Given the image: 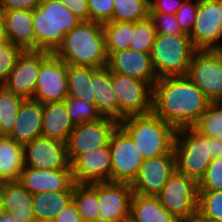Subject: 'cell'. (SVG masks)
Instances as JSON below:
<instances>
[{"label": "cell", "mask_w": 222, "mask_h": 222, "mask_svg": "<svg viewBox=\"0 0 222 222\" xmlns=\"http://www.w3.org/2000/svg\"><path fill=\"white\" fill-rule=\"evenodd\" d=\"M211 102L187 76L158 78L152 112L176 130L191 128Z\"/></svg>", "instance_id": "6da1fadb"}, {"label": "cell", "mask_w": 222, "mask_h": 222, "mask_svg": "<svg viewBox=\"0 0 222 222\" xmlns=\"http://www.w3.org/2000/svg\"><path fill=\"white\" fill-rule=\"evenodd\" d=\"M53 54L67 65L90 66L97 69L107 66L103 24L80 22L65 34Z\"/></svg>", "instance_id": "7a4b0ae2"}, {"label": "cell", "mask_w": 222, "mask_h": 222, "mask_svg": "<svg viewBox=\"0 0 222 222\" xmlns=\"http://www.w3.org/2000/svg\"><path fill=\"white\" fill-rule=\"evenodd\" d=\"M119 125L133 139L143 159L168 154L174 149L176 129L153 112L124 118Z\"/></svg>", "instance_id": "3957f363"}, {"label": "cell", "mask_w": 222, "mask_h": 222, "mask_svg": "<svg viewBox=\"0 0 222 222\" xmlns=\"http://www.w3.org/2000/svg\"><path fill=\"white\" fill-rule=\"evenodd\" d=\"M35 50L53 53L81 21L58 0H42L32 11Z\"/></svg>", "instance_id": "277c9868"}, {"label": "cell", "mask_w": 222, "mask_h": 222, "mask_svg": "<svg viewBox=\"0 0 222 222\" xmlns=\"http://www.w3.org/2000/svg\"><path fill=\"white\" fill-rule=\"evenodd\" d=\"M174 152L176 170L199 183L213 160V138L202 136L192 127L177 129Z\"/></svg>", "instance_id": "5b68a950"}, {"label": "cell", "mask_w": 222, "mask_h": 222, "mask_svg": "<svg viewBox=\"0 0 222 222\" xmlns=\"http://www.w3.org/2000/svg\"><path fill=\"white\" fill-rule=\"evenodd\" d=\"M196 51L188 34H156L150 55L157 78L186 76Z\"/></svg>", "instance_id": "8992f818"}, {"label": "cell", "mask_w": 222, "mask_h": 222, "mask_svg": "<svg viewBox=\"0 0 222 222\" xmlns=\"http://www.w3.org/2000/svg\"><path fill=\"white\" fill-rule=\"evenodd\" d=\"M111 82L118 100V122L130 116L152 112L155 83H147L114 72H111Z\"/></svg>", "instance_id": "52a82bcc"}, {"label": "cell", "mask_w": 222, "mask_h": 222, "mask_svg": "<svg viewBox=\"0 0 222 222\" xmlns=\"http://www.w3.org/2000/svg\"><path fill=\"white\" fill-rule=\"evenodd\" d=\"M160 204L177 220L190 218L198 212V183L177 170L157 195Z\"/></svg>", "instance_id": "ba28073f"}, {"label": "cell", "mask_w": 222, "mask_h": 222, "mask_svg": "<svg viewBox=\"0 0 222 222\" xmlns=\"http://www.w3.org/2000/svg\"><path fill=\"white\" fill-rule=\"evenodd\" d=\"M68 97L67 64L41 50V67L32 99L42 104L63 102Z\"/></svg>", "instance_id": "9c48e42d"}, {"label": "cell", "mask_w": 222, "mask_h": 222, "mask_svg": "<svg viewBox=\"0 0 222 222\" xmlns=\"http://www.w3.org/2000/svg\"><path fill=\"white\" fill-rule=\"evenodd\" d=\"M186 76L211 103H218L222 97V54L218 50H197Z\"/></svg>", "instance_id": "30bf717a"}, {"label": "cell", "mask_w": 222, "mask_h": 222, "mask_svg": "<svg viewBox=\"0 0 222 222\" xmlns=\"http://www.w3.org/2000/svg\"><path fill=\"white\" fill-rule=\"evenodd\" d=\"M111 181L130 183L138 176L144 162L133 139L118 125L112 133L110 143Z\"/></svg>", "instance_id": "8fae6325"}, {"label": "cell", "mask_w": 222, "mask_h": 222, "mask_svg": "<svg viewBox=\"0 0 222 222\" xmlns=\"http://www.w3.org/2000/svg\"><path fill=\"white\" fill-rule=\"evenodd\" d=\"M196 50L222 46V0H198L195 24L188 35Z\"/></svg>", "instance_id": "7c38bea8"}, {"label": "cell", "mask_w": 222, "mask_h": 222, "mask_svg": "<svg viewBox=\"0 0 222 222\" xmlns=\"http://www.w3.org/2000/svg\"><path fill=\"white\" fill-rule=\"evenodd\" d=\"M118 125V121L108 117L75 125L67 142L70 163L85 152L108 146L112 133Z\"/></svg>", "instance_id": "4fadbf2b"}, {"label": "cell", "mask_w": 222, "mask_h": 222, "mask_svg": "<svg viewBox=\"0 0 222 222\" xmlns=\"http://www.w3.org/2000/svg\"><path fill=\"white\" fill-rule=\"evenodd\" d=\"M24 167L49 170H72L67 143L37 137L24 145Z\"/></svg>", "instance_id": "5bb4252c"}, {"label": "cell", "mask_w": 222, "mask_h": 222, "mask_svg": "<svg viewBox=\"0 0 222 222\" xmlns=\"http://www.w3.org/2000/svg\"><path fill=\"white\" fill-rule=\"evenodd\" d=\"M175 170L176 157L174 149L168 154L144 159L138 176L131 184L133 193L144 196H157Z\"/></svg>", "instance_id": "9a60e30c"}, {"label": "cell", "mask_w": 222, "mask_h": 222, "mask_svg": "<svg viewBox=\"0 0 222 222\" xmlns=\"http://www.w3.org/2000/svg\"><path fill=\"white\" fill-rule=\"evenodd\" d=\"M133 190L130 183L99 182L100 214L96 222H123L129 219Z\"/></svg>", "instance_id": "2e32d148"}, {"label": "cell", "mask_w": 222, "mask_h": 222, "mask_svg": "<svg viewBox=\"0 0 222 222\" xmlns=\"http://www.w3.org/2000/svg\"><path fill=\"white\" fill-rule=\"evenodd\" d=\"M71 168L75 183L93 184L111 181L109 145L79 155L71 163Z\"/></svg>", "instance_id": "e0dca14e"}, {"label": "cell", "mask_w": 222, "mask_h": 222, "mask_svg": "<svg viewBox=\"0 0 222 222\" xmlns=\"http://www.w3.org/2000/svg\"><path fill=\"white\" fill-rule=\"evenodd\" d=\"M40 67L41 50L23 51L3 86L23 99H32Z\"/></svg>", "instance_id": "ac0fdd59"}, {"label": "cell", "mask_w": 222, "mask_h": 222, "mask_svg": "<svg viewBox=\"0 0 222 222\" xmlns=\"http://www.w3.org/2000/svg\"><path fill=\"white\" fill-rule=\"evenodd\" d=\"M19 182L32 194L40 192L73 191L72 170H49L24 167Z\"/></svg>", "instance_id": "d6986e66"}, {"label": "cell", "mask_w": 222, "mask_h": 222, "mask_svg": "<svg viewBox=\"0 0 222 222\" xmlns=\"http://www.w3.org/2000/svg\"><path fill=\"white\" fill-rule=\"evenodd\" d=\"M106 67L110 72L147 83H155L158 80L149 53L131 49L114 52L108 56Z\"/></svg>", "instance_id": "ffe728a7"}, {"label": "cell", "mask_w": 222, "mask_h": 222, "mask_svg": "<svg viewBox=\"0 0 222 222\" xmlns=\"http://www.w3.org/2000/svg\"><path fill=\"white\" fill-rule=\"evenodd\" d=\"M42 122L43 104L33 99H24L19 108L14 128L8 136L24 146L41 136Z\"/></svg>", "instance_id": "44dd1931"}, {"label": "cell", "mask_w": 222, "mask_h": 222, "mask_svg": "<svg viewBox=\"0 0 222 222\" xmlns=\"http://www.w3.org/2000/svg\"><path fill=\"white\" fill-rule=\"evenodd\" d=\"M74 128L65 101L43 104L42 137L67 143Z\"/></svg>", "instance_id": "7402d4cb"}, {"label": "cell", "mask_w": 222, "mask_h": 222, "mask_svg": "<svg viewBox=\"0 0 222 222\" xmlns=\"http://www.w3.org/2000/svg\"><path fill=\"white\" fill-rule=\"evenodd\" d=\"M2 12L9 42L24 51L35 50L32 11L17 9Z\"/></svg>", "instance_id": "603a6c76"}, {"label": "cell", "mask_w": 222, "mask_h": 222, "mask_svg": "<svg viewBox=\"0 0 222 222\" xmlns=\"http://www.w3.org/2000/svg\"><path fill=\"white\" fill-rule=\"evenodd\" d=\"M32 196L19 180L4 182L1 210L10 212L19 222H36Z\"/></svg>", "instance_id": "cb8c5ba5"}, {"label": "cell", "mask_w": 222, "mask_h": 222, "mask_svg": "<svg viewBox=\"0 0 222 222\" xmlns=\"http://www.w3.org/2000/svg\"><path fill=\"white\" fill-rule=\"evenodd\" d=\"M92 97L102 117L118 121V100L112 89L111 72L107 67L97 69L91 76Z\"/></svg>", "instance_id": "d4e9b609"}, {"label": "cell", "mask_w": 222, "mask_h": 222, "mask_svg": "<svg viewBox=\"0 0 222 222\" xmlns=\"http://www.w3.org/2000/svg\"><path fill=\"white\" fill-rule=\"evenodd\" d=\"M129 219L132 222H177V219L164 208L157 196H144L133 193Z\"/></svg>", "instance_id": "484cf974"}, {"label": "cell", "mask_w": 222, "mask_h": 222, "mask_svg": "<svg viewBox=\"0 0 222 222\" xmlns=\"http://www.w3.org/2000/svg\"><path fill=\"white\" fill-rule=\"evenodd\" d=\"M24 169V146L9 136L0 138V180L16 181Z\"/></svg>", "instance_id": "4316f807"}, {"label": "cell", "mask_w": 222, "mask_h": 222, "mask_svg": "<svg viewBox=\"0 0 222 222\" xmlns=\"http://www.w3.org/2000/svg\"><path fill=\"white\" fill-rule=\"evenodd\" d=\"M73 191L40 192L32 196L36 222H51L72 202Z\"/></svg>", "instance_id": "83f0119b"}, {"label": "cell", "mask_w": 222, "mask_h": 222, "mask_svg": "<svg viewBox=\"0 0 222 222\" xmlns=\"http://www.w3.org/2000/svg\"><path fill=\"white\" fill-rule=\"evenodd\" d=\"M83 222H96L100 214L98 183H75L72 199Z\"/></svg>", "instance_id": "f1b7e54d"}, {"label": "cell", "mask_w": 222, "mask_h": 222, "mask_svg": "<svg viewBox=\"0 0 222 222\" xmlns=\"http://www.w3.org/2000/svg\"><path fill=\"white\" fill-rule=\"evenodd\" d=\"M97 68L90 66L67 65L68 96L95 103L92 97L91 76Z\"/></svg>", "instance_id": "f546056e"}, {"label": "cell", "mask_w": 222, "mask_h": 222, "mask_svg": "<svg viewBox=\"0 0 222 222\" xmlns=\"http://www.w3.org/2000/svg\"><path fill=\"white\" fill-rule=\"evenodd\" d=\"M107 56L129 49L132 39V22L111 21L103 24Z\"/></svg>", "instance_id": "4dcf8cb0"}, {"label": "cell", "mask_w": 222, "mask_h": 222, "mask_svg": "<svg viewBox=\"0 0 222 222\" xmlns=\"http://www.w3.org/2000/svg\"><path fill=\"white\" fill-rule=\"evenodd\" d=\"M24 99L0 86V125L3 133L8 136L14 128L19 108Z\"/></svg>", "instance_id": "1f68e13d"}, {"label": "cell", "mask_w": 222, "mask_h": 222, "mask_svg": "<svg viewBox=\"0 0 222 222\" xmlns=\"http://www.w3.org/2000/svg\"><path fill=\"white\" fill-rule=\"evenodd\" d=\"M112 21L136 22L149 16L147 0H113Z\"/></svg>", "instance_id": "d6a6232c"}, {"label": "cell", "mask_w": 222, "mask_h": 222, "mask_svg": "<svg viewBox=\"0 0 222 222\" xmlns=\"http://www.w3.org/2000/svg\"><path fill=\"white\" fill-rule=\"evenodd\" d=\"M192 128L202 136L222 141V106L211 103Z\"/></svg>", "instance_id": "836d02e7"}, {"label": "cell", "mask_w": 222, "mask_h": 222, "mask_svg": "<svg viewBox=\"0 0 222 222\" xmlns=\"http://www.w3.org/2000/svg\"><path fill=\"white\" fill-rule=\"evenodd\" d=\"M155 36L154 23L149 16L132 22V39L129 49L151 54Z\"/></svg>", "instance_id": "e575fe53"}, {"label": "cell", "mask_w": 222, "mask_h": 222, "mask_svg": "<svg viewBox=\"0 0 222 222\" xmlns=\"http://www.w3.org/2000/svg\"><path fill=\"white\" fill-rule=\"evenodd\" d=\"M68 113L74 125L94 122L102 118L95 103L68 96L65 100Z\"/></svg>", "instance_id": "d590c367"}, {"label": "cell", "mask_w": 222, "mask_h": 222, "mask_svg": "<svg viewBox=\"0 0 222 222\" xmlns=\"http://www.w3.org/2000/svg\"><path fill=\"white\" fill-rule=\"evenodd\" d=\"M198 192L197 214L201 218L222 222V190Z\"/></svg>", "instance_id": "8d00e7d4"}, {"label": "cell", "mask_w": 222, "mask_h": 222, "mask_svg": "<svg viewBox=\"0 0 222 222\" xmlns=\"http://www.w3.org/2000/svg\"><path fill=\"white\" fill-rule=\"evenodd\" d=\"M23 51L11 42L0 44V86L7 81Z\"/></svg>", "instance_id": "74e56055"}, {"label": "cell", "mask_w": 222, "mask_h": 222, "mask_svg": "<svg viewBox=\"0 0 222 222\" xmlns=\"http://www.w3.org/2000/svg\"><path fill=\"white\" fill-rule=\"evenodd\" d=\"M222 190V158L213 159L203 178L198 183V191Z\"/></svg>", "instance_id": "f35d334b"}, {"label": "cell", "mask_w": 222, "mask_h": 222, "mask_svg": "<svg viewBox=\"0 0 222 222\" xmlns=\"http://www.w3.org/2000/svg\"><path fill=\"white\" fill-rule=\"evenodd\" d=\"M149 17L153 20L156 34H185L181 30L175 15L165 14L161 12H149Z\"/></svg>", "instance_id": "ab89813d"}, {"label": "cell", "mask_w": 222, "mask_h": 222, "mask_svg": "<svg viewBox=\"0 0 222 222\" xmlns=\"http://www.w3.org/2000/svg\"><path fill=\"white\" fill-rule=\"evenodd\" d=\"M89 21L105 24L112 21L113 0H87Z\"/></svg>", "instance_id": "60d3db41"}, {"label": "cell", "mask_w": 222, "mask_h": 222, "mask_svg": "<svg viewBox=\"0 0 222 222\" xmlns=\"http://www.w3.org/2000/svg\"><path fill=\"white\" fill-rule=\"evenodd\" d=\"M197 8L198 0H185L175 14L181 30L185 34L189 35L194 28Z\"/></svg>", "instance_id": "b9f144b4"}, {"label": "cell", "mask_w": 222, "mask_h": 222, "mask_svg": "<svg viewBox=\"0 0 222 222\" xmlns=\"http://www.w3.org/2000/svg\"><path fill=\"white\" fill-rule=\"evenodd\" d=\"M72 12L81 22L89 21V7L87 0H58Z\"/></svg>", "instance_id": "7bdbcfd3"}, {"label": "cell", "mask_w": 222, "mask_h": 222, "mask_svg": "<svg viewBox=\"0 0 222 222\" xmlns=\"http://www.w3.org/2000/svg\"><path fill=\"white\" fill-rule=\"evenodd\" d=\"M185 0H152L149 3V12H161L175 15Z\"/></svg>", "instance_id": "ee69618b"}, {"label": "cell", "mask_w": 222, "mask_h": 222, "mask_svg": "<svg viewBox=\"0 0 222 222\" xmlns=\"http://www.w3.org/2000/svg\"><path fill=\"white\" fill-rule=\"evenodd\" d=\"M42 0H0V9L2 11L9 10H31L39 7Z\"/></svg>", "instance_id": "f6af8a7d"}, {"label": "cell", "mask_w": 222, "mask_h": 222, "mask_svg": "<svg viewBox=\"0 0 222 222\" xmlns=\"http://www.w3.org/2000/svg\"><path fill=\"white\" fill-rule=\"evenodd\" d=\"M52 222H83L73 201L67 205Z\"/></svg>", "instance_id": "bcb514c9"}, {"label": "cell", "mask_w": 222, "mask_h": 222, "mask_svg": "<svg viewBox=\"0 0 222 222\" xmlns=\"http://www.w3.org/2000/svg\"><path fill=\"white\" fill-rule=\"evenodd\" d=\"M9 42L6 32V23L2 10L0 9V44Z\"/></svg>", "instance_id": "7dc6e473"}, {"label": "cell", "mask_w": 222, "mask_h": 222, "mask_svg": "<svg viewBox=\"0 0 222 222\" xmlns=\"http://www.w3.org/2000/svg\"><path fill=\"white\" fill-rule=\"evenodd\" d=\"M222 158V141L213 138V159Z\"/></svg>", "instance_id": "c3c4849f"}, {"label": "cell", "mask_w": 222, "mask_h": 222, "mask_svg": "<svg viewBox=\"0 0 222 222\" xmlns=\"http://www.w3.org/2000/svg\"><path fill=\"white\" fill-rule=\"evenodd\" d=\"M0 222H19L10 212L0 211Z\"/></svg>", "instance_id": "681fc988"}, {"label": "cell", "mask_w": 222, "mask_h": 222, "mask_svg": "<svg viewBox=\"0 0 222 222\" xmlns=\"http://www.w3.org/2000/svg\"><path fill=\"white\" fill-rule=\"evenodd\" d=\"M177 222H202V218L197 214L190 218L178 219Z\"/></svg>", "instance_id": "f907efd6"}, {"label": "cell", "mask_w": 222, "mask_h": 222, "mask_svg": "<svg viewBox=\"0 0 222 222\" xmlns=\"http://www.w3.org/2000/svg\"><path fill=\"white\" fill-rule=\"evenodd\" d=\"M4 181H0V211L3 204Z\"/></svg>", "instance_id": "816d5d0a"}, {"label": "cell", "mask_w": 222, "mask_h": 222, "mask_svg": "<svg viewBox=\"0 0 222 222\" xmlns=\"http://www.w3.org/2000/svg\"><path fill=\"white\" fill-rule=\"evenodd\" d=\"M202 222H220V221H215L207 218H202Z\"/></svg>", "instance_id": "f5cc1de1"}, {"label": "cell", "mask_w": 222, "mask_h": 222, "mask_svg": "<svg viewBox=\"0 0 222 222\" xmlns=\"http://www.w3.org/2000/svg\"><path fill=\"white\" fill-rule=\"evenodd\" d=\"M4 136H6V135L3 133L2 129H1V125H0V138H2Z\"/></svg>", "instance_id": "db71d44e"}, {"label": "cell", "mask_w": 222, "mask_h": 222, "mask_svg": "<svg viewBox=\"0 0 222 222\" xmlns=\"http://www.w3.org/2000/svg\"><path fill=\"white\" fill-rule=\"evenodd\" d=\"M218 104H219L220 106H222V97H221V99L219 100Z\"/></svg>", "instance_id": "11a10c76"}, {"label": "cell", "mask_w": 222, "mask_h": 222, "mask_svg": "<svg viewBox=\"0 0 222 222\" xmlns=\"http://www.w3.org/2000/svg\"><path fill=\"white\" fill-rule=\"evenodd\" d=\"M218 51L222 54V46H221V48Z\"/></svg>", "instance_id": "9f6ffc18"}, {"label": "cell", "mask_w": 222, "mask_h": 222, "mask_svg": "<svg viewBox=\"0 0 222 222\" xmlns=\"http://www.w3.org/2000/svg\"><path fill=\"white\" fill-rule=\"evenodd\" d=\"M123 222H132L130 219L126 220V221H123Z\"/></svg>", "instance_id": "6f0895ef"}]
</instances>
